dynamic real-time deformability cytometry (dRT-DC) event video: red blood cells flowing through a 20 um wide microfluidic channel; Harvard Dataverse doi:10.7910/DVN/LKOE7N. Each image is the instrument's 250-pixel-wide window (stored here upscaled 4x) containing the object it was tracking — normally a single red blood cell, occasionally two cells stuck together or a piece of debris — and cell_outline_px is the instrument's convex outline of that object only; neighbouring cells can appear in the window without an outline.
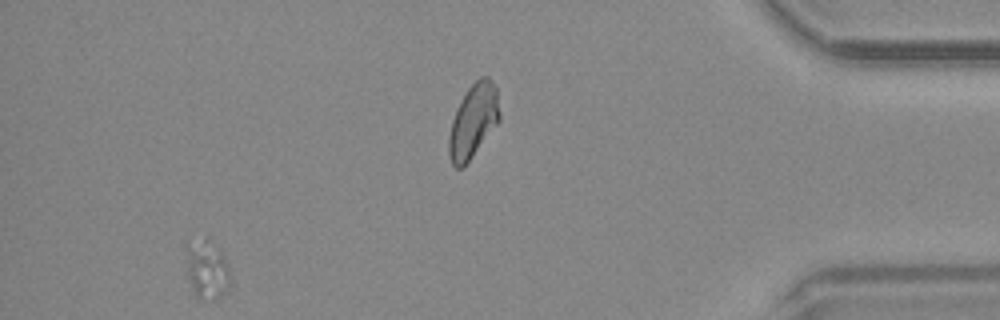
{"species": "common noctule bat (a hibernating species)", "species_latin": "Nyctalus noctula", "temperature_condition": "warm", "stored_images_in_passage": 40, "camera_frame_rate_fps": 3000, "um_per_image_px": 0.085, "animal": {"sex": "male", "body_mass_g": 20.4}, "frame": {"image": 1, "passage_image": 36, "time_ms": 11.667, "image_size_px": [1000, 320], "cell_outline_px": [[232, 276], [228, 284], [220, 296], [216, 300], [200, 300], [196, 296], [188, 280], [184, 248], [184, 244], [188, 236], [208, 236], [220, 248], [228, 264]], "centroid_in_image_um": [17.52, 22.75], "position_along_channel_um": 417.7, "area_um2": 16.42}}